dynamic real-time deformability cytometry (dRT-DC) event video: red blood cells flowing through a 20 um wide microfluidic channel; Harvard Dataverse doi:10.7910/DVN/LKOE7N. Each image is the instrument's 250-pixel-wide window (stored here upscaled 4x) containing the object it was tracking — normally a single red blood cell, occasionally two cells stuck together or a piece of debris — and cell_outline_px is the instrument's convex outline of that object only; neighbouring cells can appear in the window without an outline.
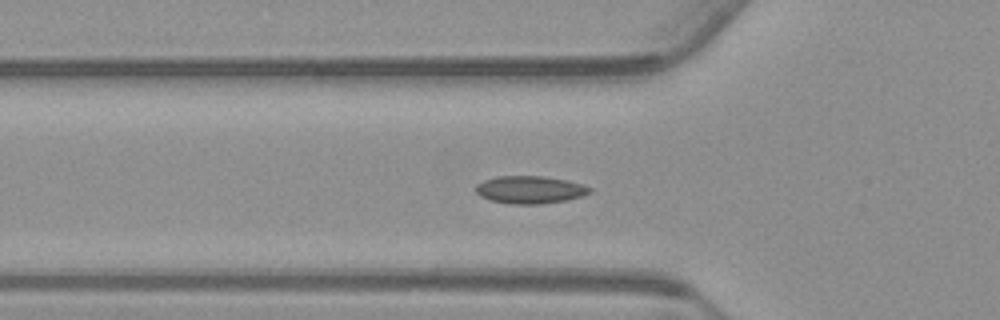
{"species": "common noctule bat (a hibernating species)", "species_latin": "Nyctalus noctula", "temperature_condition": "warm", "stored_images_in_passage": 55, "camera_frame_rate_fps": 3000, "um_per_image_px": 0.085, "animal": {"sex": "male", "body_mass_g": 23.1, "forearm_length_mm": 52.7}, "frame": {"image": 1, "passage_image": 18, "time_ms": 5.667, "image_size_px": [1000, 320], "cell_outline_px": [[592, 192], [584, 196], [568, 200], [540, 204], [512, 204], [488, 200], [480, 196], [476, 192], [476, 184], [484, 180], [496, 176], [544, 176], [568, 180], [584, 184], [592, 188]], "centroid_in_image_um": [45.08, 16.12], "position_along_channel_um": 80.7, "area_um2": 18.67}}
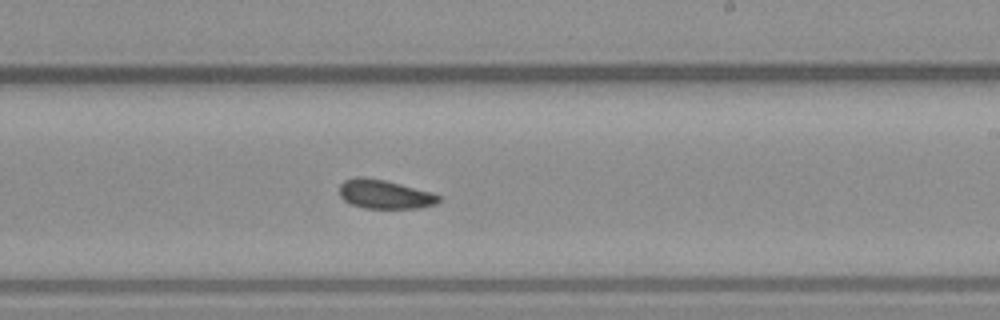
{"frame": {"image": 2, "passage_image": 32, "time_ms": 10.333, "image_size_px": [1000, 320], "cell_outline_px": [[440, 200], [436, 204], [416, 208], [364, 208], [348, 204], [340, 196], [340, 184], [344, 180], [360, 176], [364, 176], [384, 180], [432, 192], [440, 196]], "centroid_in_image_um": [32.67, 16.51], "position_along_channel_um": 256.3, "area_um2": 16.76}}
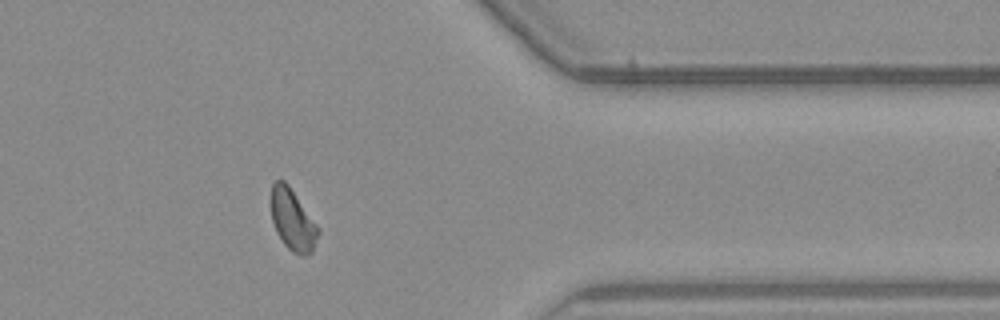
{"frame": {"image": 3, "passage_image": 44, "time_ms": 14.333, "image_size_px": [1000, 320], "cell_outline_px": [[320, 232], [312, 252], [304, 256], [292, 252], [284, 244], [276, 232], [272, 220], [272, 184], [276, 180], [284, 180], [288, 184], [320, 228]], "centroid_in_image_um": [24.9, 18.71], "position_along_channel_um": 386.5, "area_um2": 16.76}}